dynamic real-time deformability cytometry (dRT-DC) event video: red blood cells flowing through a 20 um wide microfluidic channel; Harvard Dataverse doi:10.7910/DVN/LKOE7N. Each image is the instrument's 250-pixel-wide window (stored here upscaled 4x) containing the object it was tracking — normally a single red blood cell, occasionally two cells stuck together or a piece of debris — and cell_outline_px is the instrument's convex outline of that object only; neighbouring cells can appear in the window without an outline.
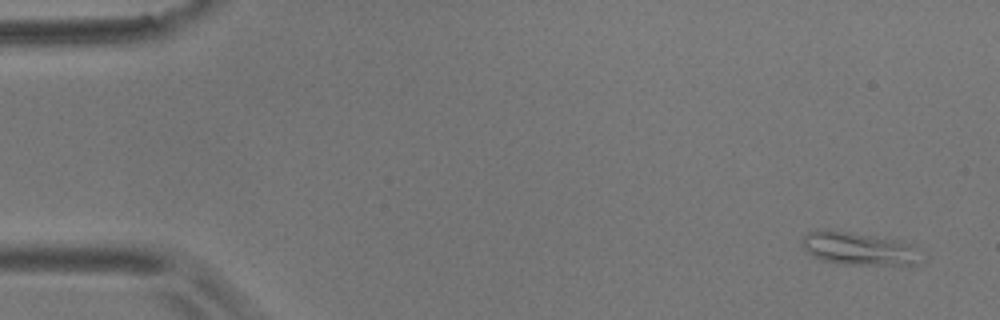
{"species": "common noctule bat (a hibernating species)", "species_latin": "Nyctalus noctula", "temperature_condition": "room temperature", "stored_images_in_passage": 26, "camera_frame_rate_fps": 3000, "um_per_image_px": 0.085, "animal": {"sex": "male", "body_mass_g": 17.9}, "frame": {"image": 1, "passage_image": 1, "time_ms": 0.0, "image_size_px": [1000, 320], "cell_outline_px": [[928, 256], [924, 264], [844, 264], [820, 260], [812, 256], [804, 248], [800, 240], [808, 232], [848, 232], [900, 240], [912, 244], [924, 252]], "centroid_in_image_um": [73.19, 21.17], "position_along_channel_um": 11.8, "area_um2": 22.89}}
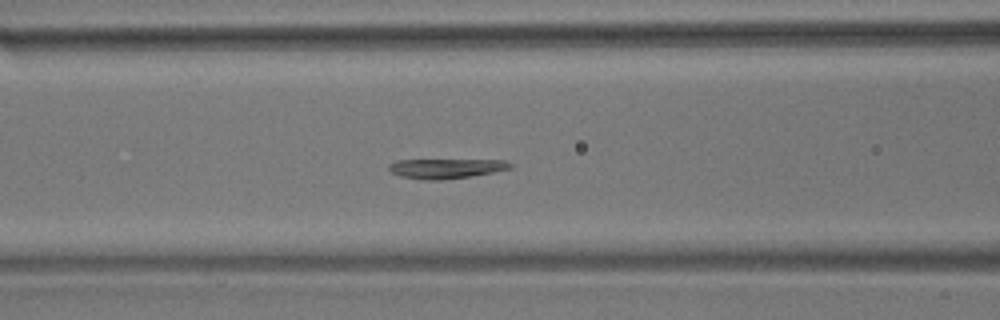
{"frame": {"image": 2, "passage_image": 21, "time_ms": 6.667, "image_size_px": [1000, 320], "cell_outline_px": [[512, 168], [492, 172], [468, 176], [440, 180], [424, 180], [400, 176], [392, 172], [388, 168], [388, 164], [396, 160], [504, 160], [512, 164]], "centroid_in_image_um": [37.87, 14.31], "position_along_channel_um": 128.7, "area_um2": 13.81}}
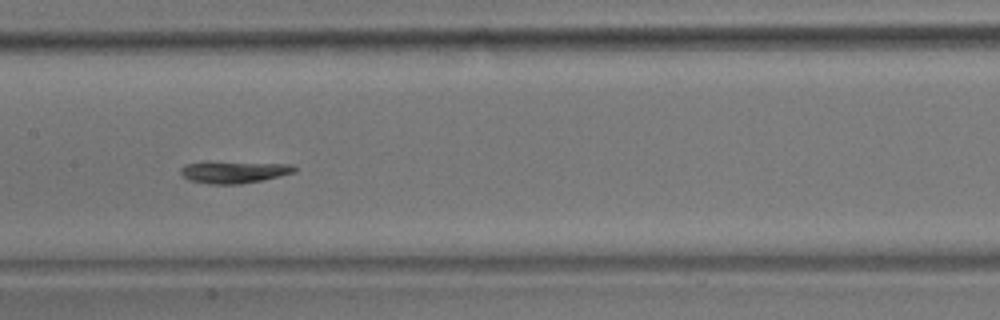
{"frame": {"image": 3, "passage_image": 26, "time_ms": 8.333, "image_size_px": [1000, 320], "cell_outline_px": [[296, 172], [280, 176], [240, 184], [212, 184], [188, 180], [180, 172], [180, 168], [184, 164], [292, 164], [296, 168]], "centroid_in_image_um": [19.91, 14.67], "position_along_channel_um": 187.5, "area_um2": 13.53}}